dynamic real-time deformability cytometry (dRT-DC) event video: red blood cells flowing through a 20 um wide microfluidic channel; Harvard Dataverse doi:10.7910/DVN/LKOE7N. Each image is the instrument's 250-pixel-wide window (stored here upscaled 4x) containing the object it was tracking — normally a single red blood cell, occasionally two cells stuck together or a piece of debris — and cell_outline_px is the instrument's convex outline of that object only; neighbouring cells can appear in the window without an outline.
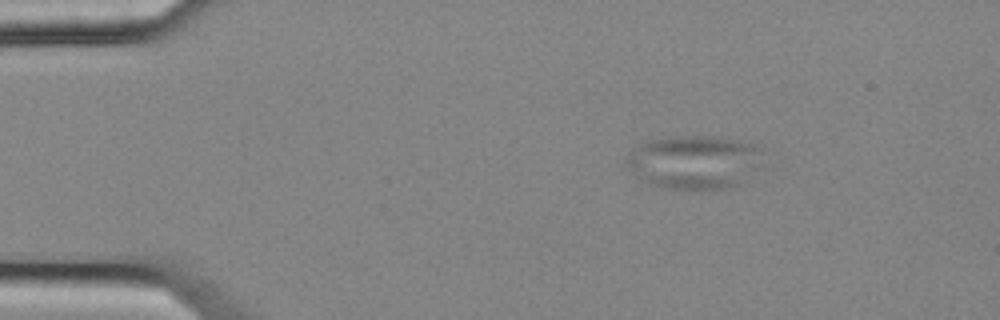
{"species": "common noctule bat (a hibernating species)", "species_latin": "Nyctalus noctula", "temperature_condition": "cold", "stored_images_in_passage": 4, "camera_frame_rate_fps": 3000, "um_per_image_px": 0.085, "animal": {"sex": "female", "body_mass_g": 25.1}, "frame": {"image": 1, "passage_image": 2, "time_ms": 0.333, "image_size_px": [1000, 320], "cell_outline_px": [[756, 148], [740, 184], [724, 188], [660, 188], [640, 180], [628, 168], [628, 156], [636, 148], [644, 144], [656, 140], [676, 136], [712, 136], [752, 144]], "centroid_in_image_um": [58.79, 13.78], "position_along_channel_um": 26.2, "area_um2": 39.77}}